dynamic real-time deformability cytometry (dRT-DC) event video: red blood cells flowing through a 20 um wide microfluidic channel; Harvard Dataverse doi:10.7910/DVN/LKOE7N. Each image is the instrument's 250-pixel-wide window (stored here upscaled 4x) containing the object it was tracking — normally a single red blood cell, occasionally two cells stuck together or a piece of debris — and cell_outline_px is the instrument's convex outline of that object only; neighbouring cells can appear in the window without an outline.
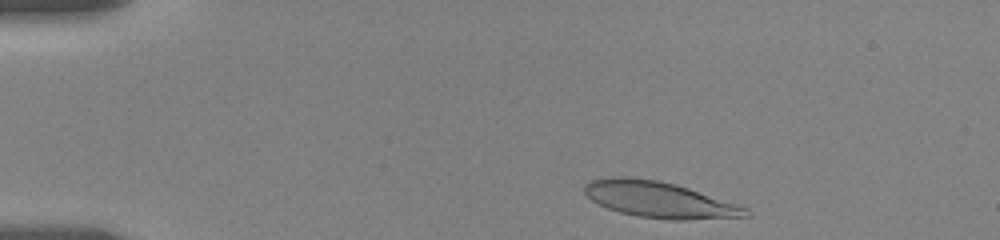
{"species": "human", "species_latin": "Homo sapiens", "temperature_condition": "room temperature", "stored_images_in_passage": 12, "camera_frame_rate_fps": 3000, "um_per_image_px": 0.085, "donor": {"sex": "female"}, "frame": {"image": 1, "passage_image": 2, "time_ms": 0.333, "image_size_px": [1000, 240], "cell_outline_px": [[752, 216], [684, 220], [672, 220], [640, 216], [620, 212], [608, 208], [592, 200], [584, 192], [584, 184], [592, 180], [612, 176], [628, 176], [656, 180], [676, 184], [748, 208]], "centroid_in_image_um": [56.04, 16.97], "position_along_channel_um": 29.0, "area_um2": 33.64}}
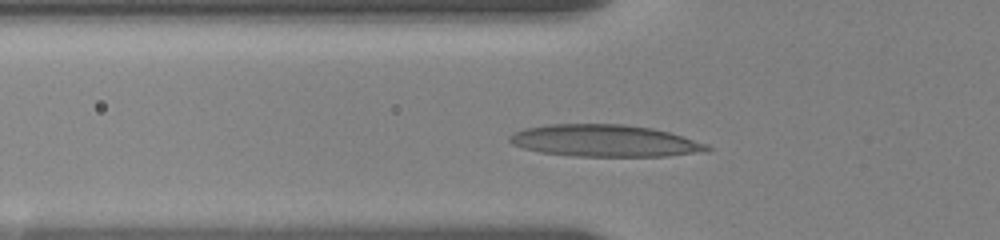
{"frame": {"image": 2, "passage_image": 10, "time_ms": 3.667, "image_size_px": [1000, 240], "cell_outline_px": [[712, 148], [708, 152], [668, 156], [576, 156], [540, 152], [524, 148], [512, 144], [508, 140], [508, 136], [512, 132], [524, 128], [548, 124], [624, 124], [652, 128], [668, 132], [708, 144]], "centroid_in_image_um": [51.4, 11.96], "position_along_channel_um": 74.4, "area_um2": 36.99}}